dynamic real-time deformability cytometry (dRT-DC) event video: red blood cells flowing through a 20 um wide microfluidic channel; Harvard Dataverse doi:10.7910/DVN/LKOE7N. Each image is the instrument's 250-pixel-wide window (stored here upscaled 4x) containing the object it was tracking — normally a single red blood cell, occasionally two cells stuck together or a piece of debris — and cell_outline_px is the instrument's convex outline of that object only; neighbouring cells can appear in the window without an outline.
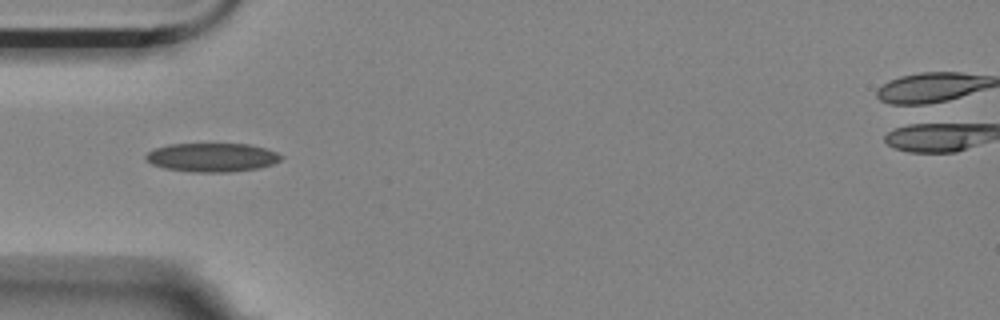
{"species": "Egyptian fruit bat (a non-hibernating species)", "species_latin": "Rousettus aegyptiacus", "temperature_condition": "room temperature", "stored_images_in_passage": 7, "camera_frame_rate_fps": 3000, "um_per_image_px": 0.085, "animal": {"sex": "female"}, "frame": {"image": 1, "passage_image": 5, "time_ms": 1.333, "image_size_px": [1000, 320], "cell_outline_px": [[284, 156], [280, 160], [272, 164], [256, 168], [228, 172], [192, 172], [164, 168], [152, 164], [144, 160], [144, 156], [148, 152], [156, 148], [168, 144], [248, 144], [264, 148], [276, 152]], "centroid_in_image_um": [17.98, 13.38], "position_along_channel_um": 67.0, "area_um2": 22.6}}
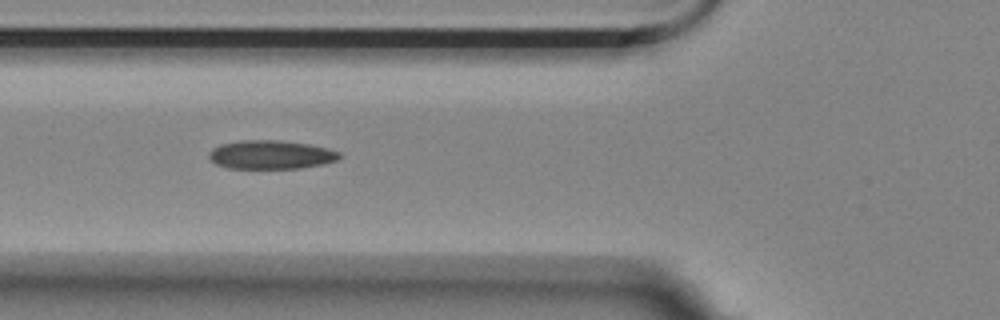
{"frame": {"image": 2, "passage_image": 6, "time_ms": 1.667, "image_size_px": [1000, 320], "cell_outline_px": [[340, 156], [336, 160], [324, 164], [300, 168], [228, 168], [216, 164], [208, 156], [208, 152], [212, 148], [220, 144], [240, 140], [280, 140], [308, 144], [328, 148], [340, 152]], "centroid_in_image_um": [23.01, 13.14], "position_along_channel_um": 102.8, "area_um2": 21.85}}
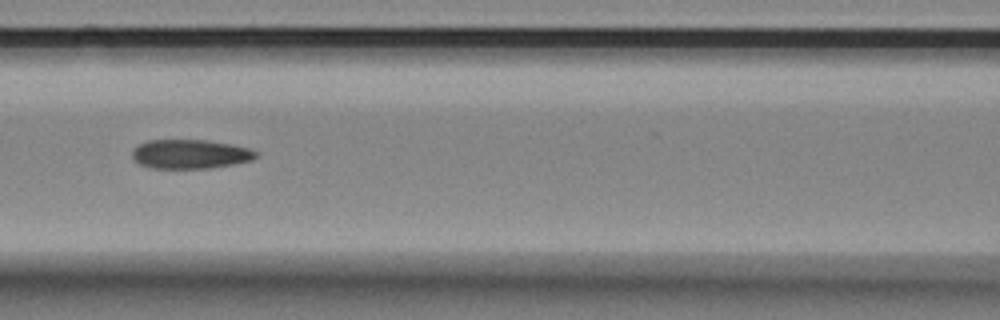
{"frame": {"image": 3, "passage_image": 7, "time_ms": 2.0, "image_size_px": [1000, 320], "cell_outline_px": [[260, 156], [252, 160], [232, 164], [208, 168], [152, 168], [136, 164], [132, 160], [132, 152], [140, 144], [148, 140], [204, 140], [232, 144], [248, 148], [260, 152]], "centroid_in_image_um": [16.18, 13.1], "position_along_channel_um": 150.4, "area_um2": 21.15}}